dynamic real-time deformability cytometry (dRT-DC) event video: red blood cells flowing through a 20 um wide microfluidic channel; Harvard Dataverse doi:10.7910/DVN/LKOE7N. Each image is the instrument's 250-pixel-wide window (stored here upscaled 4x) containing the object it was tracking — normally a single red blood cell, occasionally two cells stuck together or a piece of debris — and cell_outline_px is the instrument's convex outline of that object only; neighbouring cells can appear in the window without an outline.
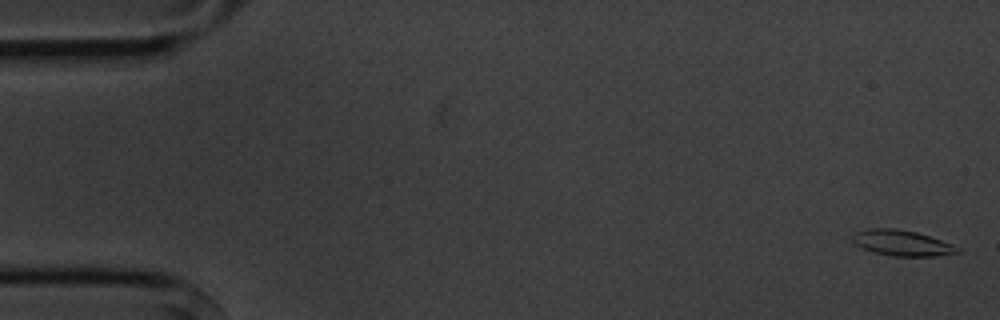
{"species": "common noctule bat (a hibernating species)", "species_latin": "Nyctalus noctula", "temperature_condition": "cold", "stored_images_in_passage": 5, "camera_frame_rate_fps": 3000, "um_per_image_px": 0.085, "animal": {"sex": "male", "body_mass_g": 20.1, "forearm_length_mm": 53.5}, "frame": {"image": 1, "passage_image": 1, "time_ms": 0.0, "image_size_px": [1000, 320], "cell_outline_px": [[960, 252], [936, 256], [892, 256], [876, 252], [864, 248], [856, 244], [852, 240], [852, 236], [856, 232], [868, 228], [896, 228], [916, 232], [952, 244], [960, 248]], "centroid_in_image_um": [76.67, 20.65], "position_along_channel_um": 8.3, "area_um2": 15.49}}
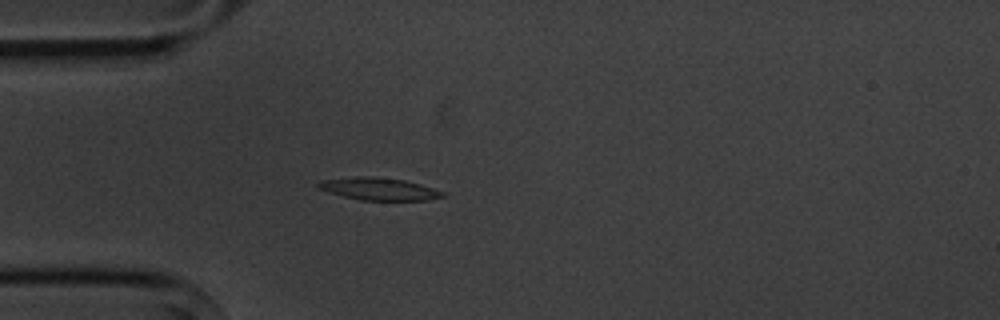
{"frame": {"image": 2, "passage_image": 5, "time_ms": 4.667, "image_size_px": [1000, 320], "cell_outline_px": [[444, 196], [428, 200], [360, 200], [344, 196], [316, 188], [316, 184], [320, 180], [356, 176], [372, 176], [404, 180], [420, 184], [444, 192]], "centroid_in_image_um": [32.16, 16.05], "position_along_channel_um": 52.8, "area_um2": 16.18}}